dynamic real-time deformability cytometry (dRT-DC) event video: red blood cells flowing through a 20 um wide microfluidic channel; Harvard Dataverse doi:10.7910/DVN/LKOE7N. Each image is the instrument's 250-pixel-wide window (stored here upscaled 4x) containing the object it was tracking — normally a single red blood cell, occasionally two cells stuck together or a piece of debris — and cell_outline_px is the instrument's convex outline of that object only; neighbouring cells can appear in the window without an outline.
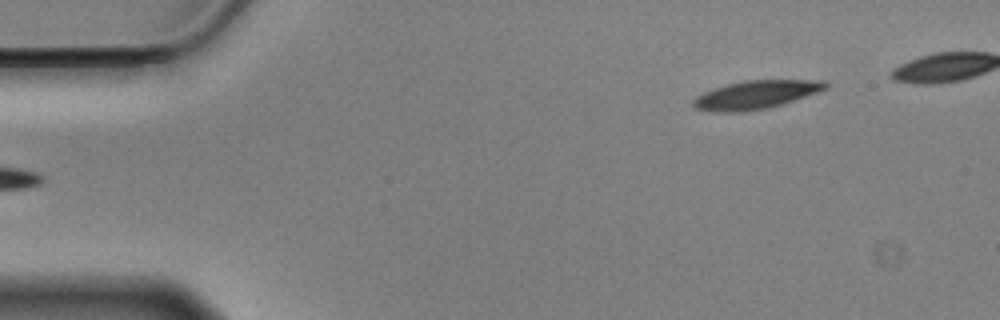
{"species": "Egyptian fruit bat (a non-hibernating species)", "species_latin": "Rousettus aegyptiacus", "temperature_condition": "cold", "stored_images_in_passage": 45, "camera_frame_rate_fps": 3000, "um_per_image_px": 0.085, "animal": {"sex": "male"}, "frame": {"image": 1, "passage_image": 1, "time_ms": 0.0, "image_size_px": [1000, 320], "cell_outline_px": [[832, 84], [828, 88], [768, 108], [740, 112], [716, 112], [692, 108], [692, 100], [696, 96], [704, 92], [728, 84], [744, 80], [828, 80]], "centroid_in_image_um": [64.24, 8.05], "position_along_channel_um": 20.8, "area_um2": 21.79}}
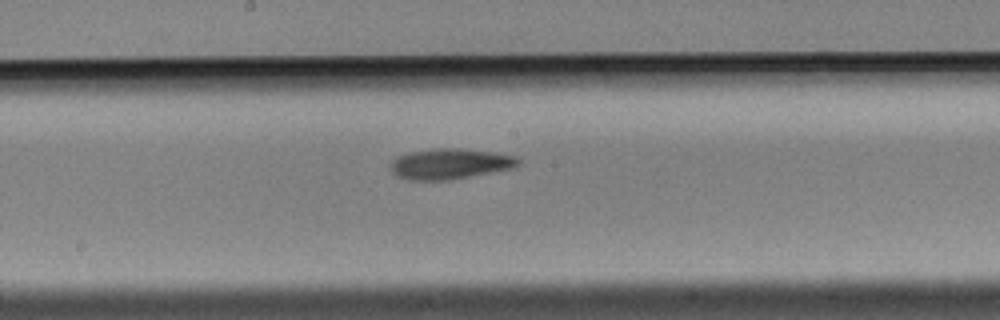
{"frame": {"image": 2, "passage_image": 24, "time_ms": 7.667, "image_size_px": [1000, 320], "cell_outline_px": [[520, 164], [516, 168], [448, 180], [408, 180], [396, 176], [392, 172], [392, 160], [400, 156], [412, 152], [432, 148], [460, 148], [492, 152], [516, 156], [520, 160]], "centroid_in_image_um": [38.3, 13.93], "position_along_channel_um": 209.9, "area_um2": 22.72}}
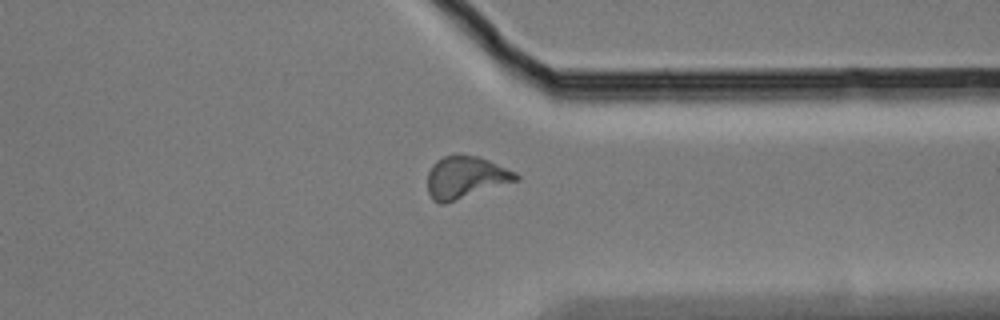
{"frame": {"image": 3, "passage_image": 38, "time_ms": 12.333, "image_size_px": [1000, 320], "cell_outline_px": [[520, 180], [444, 204], [440, 204], [432, 200], [428, 192], [428, 172], [432, 164], [436, 160], [444, 156], [480, 156], [516, 172], [520, 176]], "centroid_in_image_um": [39.58, 15.09], "position_along_channel_um": 371.8, "area_um2": 21.73}}